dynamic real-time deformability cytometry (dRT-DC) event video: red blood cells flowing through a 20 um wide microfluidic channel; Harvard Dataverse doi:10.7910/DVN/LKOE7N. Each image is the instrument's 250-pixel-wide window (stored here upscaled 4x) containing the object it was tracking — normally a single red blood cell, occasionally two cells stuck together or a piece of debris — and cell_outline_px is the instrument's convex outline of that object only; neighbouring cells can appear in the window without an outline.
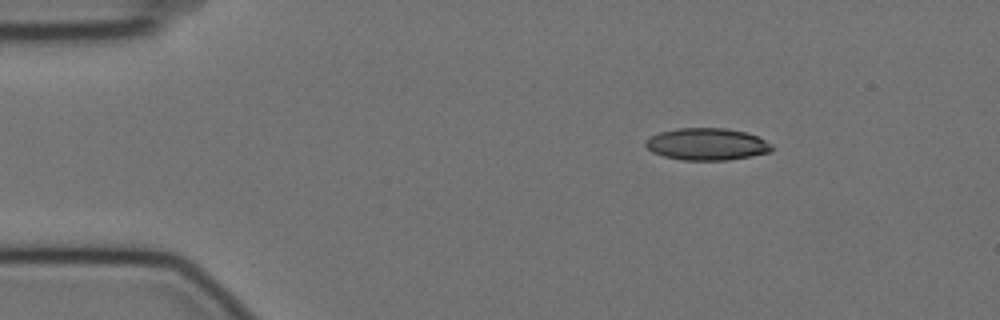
{"species": "Egyptian fruit bat (a non-hibernating species)", "species_latin": "Rousettus aegyptiacus", "temperature_condition": "cold", "stored_images_in_passage": 49, "camera_frame_rate_fps": 3000, "um_per_image_px": 0.085, "animal": {"sex": "female"}, "frame": {"image": 1, "passage_image": 1, "time_ms": 0.0, "image_size_px": [1000, 320], "cell_outline_px": [[772, 152], [728, 160], [684, 160], [664, 156], [652, 152], [644, 144], [652, 136], [660, 132], [676, 128], [724, 128], [748, 132], [772, 144]], "centroid_in_image_um": [60.11, 12.25], "position_along_channel_um": 24.9, "area_um2": 23.47}}
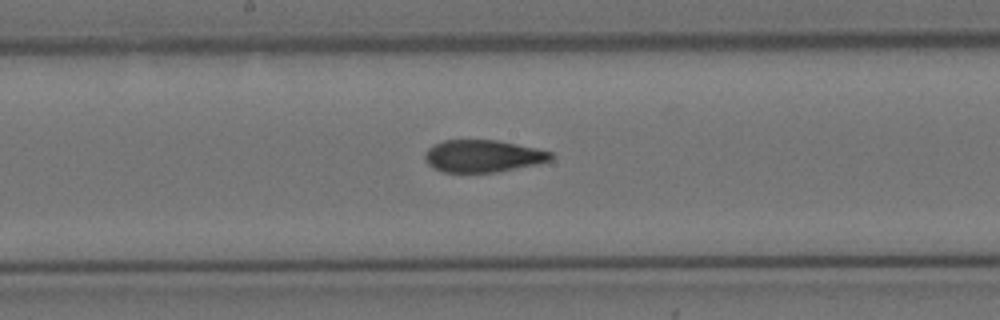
{"frame": {"image": 2, "passage_image": 22, "time_ms": 7.0, "image_size_px": [1000, 320], "cell_outline_px": [[556, 156], [552, 160], [540, 164], [496, 172], [444, 172], [432, 168], [424, 160], [424, 156], [428, 148], [444, 140], [496, 140], [536, 148], [552, 152]], "centroid_in_image_um": [41.08, 13.27], "position_along_channel_um": 207.1, "area_um2": 23.81}}
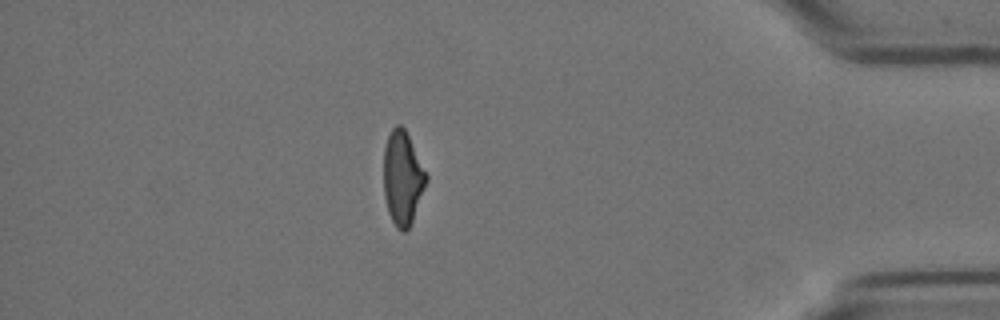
{"frame": {"image": 3, "passage_image": 42, "time_ms": 13.667, "image_size_px": [1000, 320], "cell_outline_px": [[428, 180], [412, 220], [408, 228], [404, 232], [400, 232], [396, 228], [388, 212], [384, 196], [384, 148], [388, 136], [392, 128], [396, 124], [400, 124], [404, 128], [428, 176]], "centroid_in_image_um": [34.21, 15.14], "position_along_channel_um": 401.0, "area_um2": 23.06}, "authors_computed_cell_mechanics": {"area_um2": 24.3338, "velocity_mm_per_s": 3.5416, "shape_relaxation_time_tau1_ms": 7.8102, "shape_relaxation_time_tau2_ms": 2.0749, "deformation_change_tau1": 0.2028, "deformation_change_tau2": 0.0831}}